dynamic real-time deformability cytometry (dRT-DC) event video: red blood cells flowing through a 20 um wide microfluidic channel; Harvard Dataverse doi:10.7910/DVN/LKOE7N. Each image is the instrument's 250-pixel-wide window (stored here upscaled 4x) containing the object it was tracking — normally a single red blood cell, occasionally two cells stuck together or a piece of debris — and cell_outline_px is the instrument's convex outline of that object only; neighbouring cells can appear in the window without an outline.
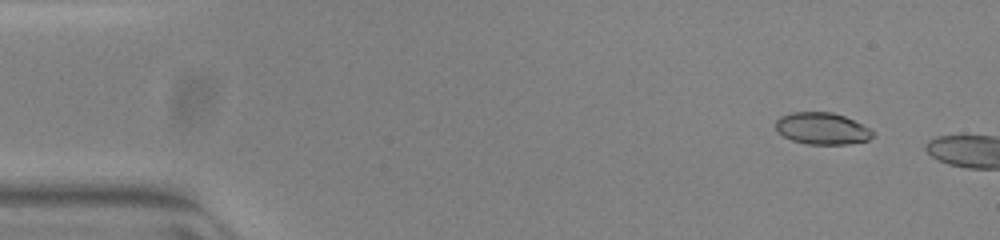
{"species": "common noctule bat (a hibernating species)", "species_latin": "Nyctalus noctula", "temperature_condition": "warm", "stored_images_in_passage": 8, "camera_frame_rate_fps": 3000, "um_per_image_px": 0.085, "animal": {"sex": "female", "body_mass_g": 23.0, "forearm_length_mm": 53.4}, "frame": {"image": 1, "passage_image": 5, "time_ms": 1.333, "image_size_px": [1000, 240], "cell_outline_px": [[872, 136], [868, 140], [848, 144], [808, 144], [792, 140], [784, 136], [776, 128], [776, 120], [780, 116], [792, 112], [832, 112], [844, 116], [868, 128], [872, 132]], "centroid_in_image_um": [69.84, 10.92], "position_along_channel_um": 15.2, "area_um2": 17.69}}